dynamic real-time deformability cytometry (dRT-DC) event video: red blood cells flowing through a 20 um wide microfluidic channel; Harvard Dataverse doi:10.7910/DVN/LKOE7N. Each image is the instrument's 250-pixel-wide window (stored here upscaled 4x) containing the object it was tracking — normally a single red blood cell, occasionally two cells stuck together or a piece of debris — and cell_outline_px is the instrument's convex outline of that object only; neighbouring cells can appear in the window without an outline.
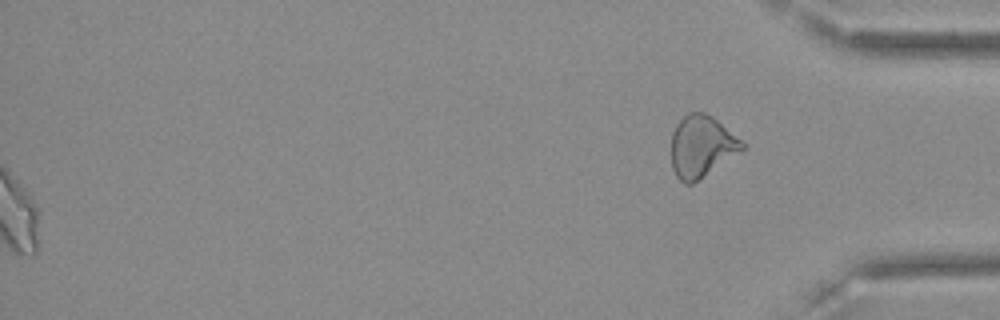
{"species": "Egyptian fruit bat (a non-hibernating species)", "species_latin": "Rousettus aegyptiacus", "temperature_condition": "cold", "stored_images_in_passage": 52, "segment_of_instrument_passage": [2, 2], "camera_frame_rate_fps": 3000, "um_per_image_px": 0.085, "frame": {"image": 1, "passage_image": 52, "time_ms": 17.0, "image_size_px": [1000, 320], "cell_outline_px": [[748, 148], [692, 184], [684, 184], [676, 176], [672, 168], [672, 132], [676, 124], [688, 112], [704, 112], [712, 116], [748, 144]], "centroid_in_image_um": [59.68, 12.44], "position_along_channel_um": 375.5, "area_um2": 25.89}}